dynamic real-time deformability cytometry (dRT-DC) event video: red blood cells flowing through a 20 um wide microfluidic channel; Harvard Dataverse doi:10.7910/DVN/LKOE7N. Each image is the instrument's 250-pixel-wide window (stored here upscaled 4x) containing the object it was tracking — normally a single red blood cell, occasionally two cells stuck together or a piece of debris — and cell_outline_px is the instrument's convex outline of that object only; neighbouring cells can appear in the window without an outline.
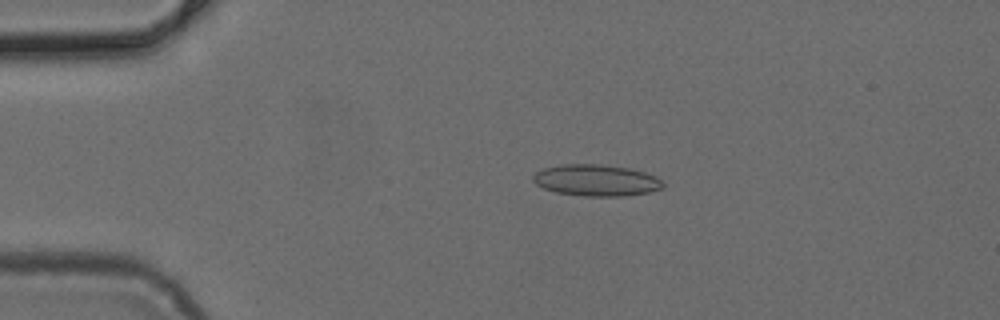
{"species": "common noctule bat (a hibernating species)", "species_latin": "Nyctalus noctula", "temperature_condition": "cold", "stored_images_in_passage": 48, "camera_frame_rate_fps": 3000, "um_per_image_px": 0.085, "animal": {"sex": "female", "body_mass_g": 24.6, "forearm_length_mm": 56.2}, "frame": {"image": 1, "passage_image": 9, "time_ms": 2.667, "image_size_px": [1000, 320], "cell_outline_px": [[664, 188], [648, 192], [624, 196], [584, 196], [556, 192], [544, 188], [536, 184], [532, 180], [532, 176], [536, 172], [544, 168], [560, 164], [604, 164], [628, 168], [644, 172], [656, 176], [664, 184]], "centroid_in_image_um": [50.67, 15.32], "position_along_channel_um": 34.3, "area_um2": 23.87}}
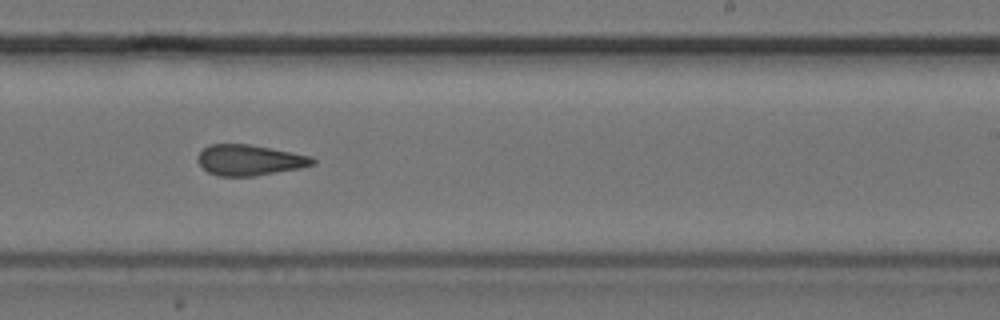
{"frame": {"image": 2, "passage_image": 29, "time_ms": 9.333, "image_size_px": [1000, 320], "cell_outline_px": [[316, 164], [300, 168], [252, 176], [220, 176], [208, 172], [196, 160], [196, 156], [208, 144], [252, 144], [312, 156], [316, 160]], "centroid_in_image_um": [21.22, 13.59], "position_along_channel_um": 267.8, "area_um2": 20.63}}
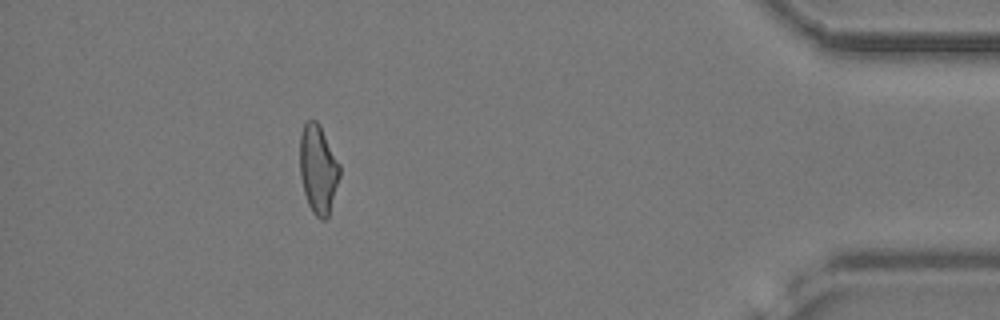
{"frame": {"image": 3, "passage_image": 43, "time_ms": 14.0, "image_size_px": [1000, 320], "cell_outline_px": [[340, 176], [328, 216], [324, 220], [320, 220], [312, 212], [308, 204], [304, 192], [300, 176], [300, 132], [304, 124], [308, 120], [316, 120], [320, 124], [340, 164]], "centroid_in_image_um": [27.04, 14.36], "position_along_channel_um": 408.2, "area_um2": 20.69}}